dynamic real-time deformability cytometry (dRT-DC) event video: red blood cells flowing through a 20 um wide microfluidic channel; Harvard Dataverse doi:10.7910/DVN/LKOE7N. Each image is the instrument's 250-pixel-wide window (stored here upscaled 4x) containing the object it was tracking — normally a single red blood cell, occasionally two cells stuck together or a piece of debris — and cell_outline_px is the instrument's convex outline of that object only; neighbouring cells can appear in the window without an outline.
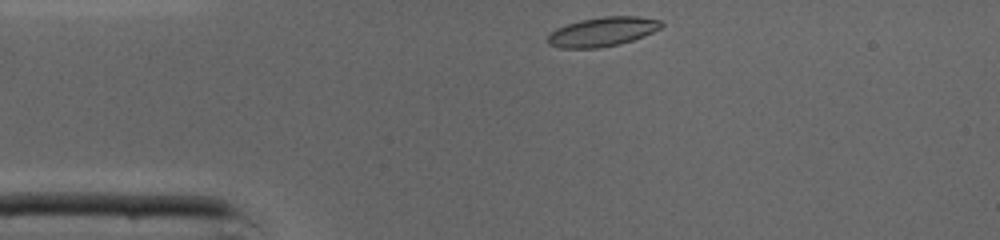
{"species": "common noctule bat (a hibernating species)", "species_latin": "Nyctalus noctula", "temperature_condition": "cold", "stored_images_in_passage": 29, "camera_frame_rate_fps": 3000, "um_per_image_px": 0.085, "animal": {"sex": "male", "body_mass_g": 19.0, "forearm_length_mm": 50.8}, "frame": {"image": 1, "passage_image": 1, "time_ms": 0.0, "image_size_px": [1000, 240], "cell_outline_px": [[664, 24], [660, 28], [644, 36], [620, 44], [600, 48], [560, 48], [548, 44], [548, 36], [556, 28], [580, 20], [604, 16], [636, 16], [660, 20]], "centroid_in_image_um": [51.21, 2.7], "position_along_channel_um": 33.8, "area_um2": 19.31}}
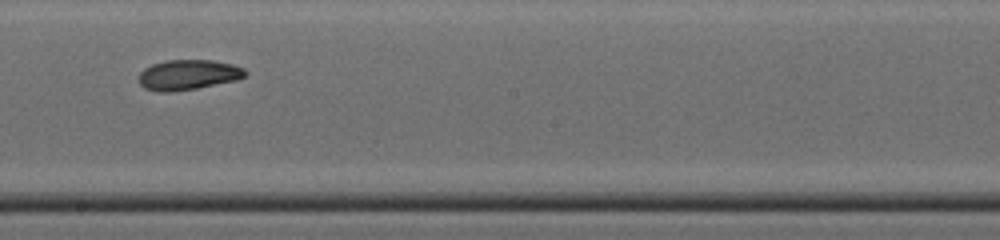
{"frame": {"image": 2, "passage_image": 17, "time_ms": 5.333, "image_size_px": [1000, 240], "cell_outline_px": [[248, 72], [244, 76], [236, 80], [196, 88], [172, 92], [160, 92], [144, 88], [140, 84], [140, 72], [144, 68], [152, 64], [168, 60], [212, 60], [232, 64], [244, 68]], "centroid_in_image_um": [15.99, 6.35], "position_along_channel_um": 232.2, "area_um2": 18.61}}
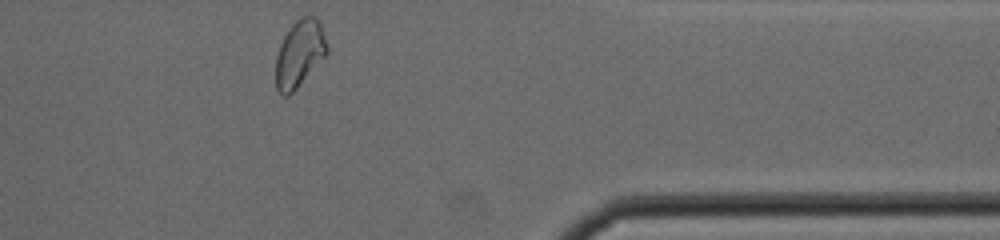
{"frame": {"image": 3, "passage_image": 29, "time_ms": 9.333, "image_size_px": [1000, 240], "cell_outline_px": [[328, 52], [296, 88], [288, 96], [284, 96], [276, 88], [276, 56], [280, 44], [284, 36], [292, 24], [300, 16], [316, 16], [320, 24], [328, 48]], "centroid_in_image_um": [25.44, 4.53], "position_along_channel_um": 386.0, "area_um2": 19.59}, "authors_computed_cell_mechanics": {"area_um2": 18.9584, "velocity_mm_per_s": 4.3448, "shape_relaxation_time_tau1_ms": 6.7679, "shape_relaxation_time_tau2_ms": 3.1711, "deformation_change_tau1": 0.1797, "deformation_change_tau2": 0.0738}}